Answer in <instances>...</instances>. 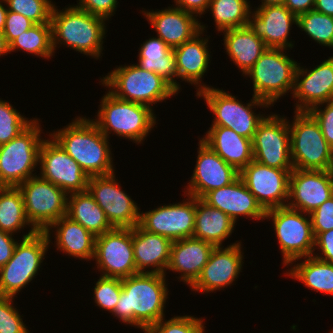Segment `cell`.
<instances>
[{"mask_svg":"<svg viewBox=\"0 0 333 333\" xmlns=\"http://www.w3.org/2000/svg\"><path fill=\"white\" fill-rule=\"evenodd\" d=\"M287 206L266 211L265 219H273L274 230L283 256V264L312 256L315 237L310 215Z\"/></svg>","mask_w":333,"mask_h":333,"instance_id":"obj_11","label":"cell"},{"mask_svg":"<svg viewBox=\"0 0 333 333\" xmlns=\"http://www.w3.org/2000/svg\"><path fill=\"white\" fill-rule=\"evenodd\" d=\"M67 217L79 223L94 236H99L113 229L103 209L87 191L72 193L67 196Z\"/></svg>","mask_w":333,"mask_h":333,"instance_id":"obj_34","label":"cell"},{"mask_svg":"<svg viewBox=\"0 0 333 333\" xmlns=\"http://www.w3.org/2000/svg\"><path fill=\"white\" fill-rule=\"evenodd\" d=\"M201 140L239 172L253 161L252 140L226 127H211Z\"/></svg>","mask_w":333,"mask_h":333,"instance_id":"obj_29","label":"cell"},{"mask_svg":"<svg viewBox=\"0 0 333 333\" xmlns=\"http://www.w3.org/2000/svg\"><path fill=\"white\" fill-rule=\"evenodd\" d=\"M286 274L301 281L309 289L333 296V264L305 257L304 261L291 267Z\"/></svg>","mask_w":333,"mask_h":333,"instance_id":"obj_35","label":"cell"},{"mask_svg":"<svg viewBox=\"0 0 333 333\" xmlns=\"http://www.w3.org/2000/svg\"><path fill=\"white\" fill-rule=\"evenodd\" d=\"M171 246L170 239L150 233L139 224L133 227V249L137 272L165 275L170 261ZM150 267L153 269H146Z\"/></svg>","mask_w":333,"mask_h":333,"instance_id":"obj_27","label":"cell"},{"mask_svg":"<svg viewBox=\"0 0 333 333\" xmlns=\"http://www.w3.org/2000/svg\"><path fill=\"white\" fill-rule=\"evenodd\" d=\"M262 5L260 6H267V5H284L285 0H261Z\"/></svg>","mask_w":333,"mask_h":333,"instance_id":"obj_56","label":"cell"},{"mask_svg":"<svg viewBox=\"0 0 333 333\" xmlns=\"http://www.w3.org/2000/svg\"><path fill=\"white\" fill-rule=\"evenodd\" d=\"M12 235L0 230V268L13 256L18 241H15Z\"/></svg>","mask_w":333,"mask_h":333,"instance_id":"obj_50","label":"cell"},{"mask_svg":"<svg viewBox=\"0 0 333 333\" xmlns=\"http://www.w3.org/2000/svg\"><path fill=\"white\" fill-rule=\"evenodd\" d=\"M326 104L323 110L320 105H316L308 112L318 122L325 140L333 149V100L326 102Z\"/></svg>","mask_w":333,"mask_h":333,"instance_id":"obj_46","label":"cell"},{"mask_svg":"<svg viewBox=\"0 0 333 333\" xmlns=\"http://www.w3.org/2000/svg\"><path fill=\"white\" fill-rule=\"evenodd\" d=\"M34 119L24 118L10 103L0 99V145L17 137Z\"/></svg>","mask_w":333,"mask_h":333,"instance_id":"obj_40","label":"cell"},{"mask_svg":"<svg viewBox=\"0 0 333 333\" xmlns=\"http://www.w3.org/2000/svg\"><path fill=\"white\" fill-rule=\"evenodd\" d=\"M239 173L200 139L195 169L185 194L202 199L208 192L231 184Z\"/></svg>","mask_w":333,"mask_h":333,"instance_id":"obj_20","label":"cell"},{"mask_svg":"<svg viewBox=\"0 0 333 333\" xmlns=\"http://www.w3.org/2000/svg\"><path fill=\"white\" fill-rule=\"evenodd\" d=\"M78 8L105 20L114 15L117 8V0H79Z\"/></svg>","mask_w":333,"mask_h":333,"instance_id":"obj_48","label":"cell"},{"mask_svg":"<svg viewBox=\"0 0 333 333\" xmlns=\"http://www.w3.org/2000/svg\"><path fill=\"white\" fill-rule=\"evenodd\" d=\"M315 0H285L284 5L296 16L314 10Z\"/></svg>","mask_w":333,"mask_h":333,"instance_id":"obj_52","label":"cell"},{"mask_svg":"<svg viewBox=\"0 0 333 333\" xmlns=\"http://www.w3.org/2000/svg\"><path fill=\"white\" fill-rule=\"evenodd\" d=\"M9 52V44L6 41L5 36L3 33L0 32V56L8 54Z\"/></svg>","mask_w":333,"mask_h":333,"instance_id":"obj_55","label":"cell"},{"mask_svg":"<svg viewBox=\"0 0 333 333\" xmlns=\"http://www.w3.org/2000/svg\"><path fill=\"white\" fill-rule=\"evenodd\" d=\"M90 176L114 173L108 138L93 120L77 117L50 135Z\"/></svg>","mask_w":333,"mask_h":333,"instance_id":"obj_2","label":"cell"},{"mask_svg":"<svg viewBox=\"0 0 333 333\" xmlns=\"http://www.w3.org/2000/svg\"><path fill=\"white\" fill-rule=\"evenodd\" d=\"M241 248V242L230 244L224 249L222 246L214 247L200 276L190 286L191 289L208 293L231 285L242 269L244 257Z\"/></svg>","mask_w":333,"mask_h":333,"instance_id":"obj_21","label":"cell"},{"mask_svg":"<svg viewBox=\"0 0 333 333\" xmlns=\"http://www.w3.org/2000/svg\"><path fill=\"white\" fill-rule=\"evenodd\" d=\"M105 21L77 6L58 11L54 5L51 14L53 51L56 44L61 43L87 56L99 58L104 49Z\"/></svg>","mask_w":333,"mask_h":333,"instance_id":"obj_3","label":"cell"},{"mask_svg":"<svg viewBox=\"0 0 333 333\" xmlns=\"http://www.w3.org/2000/svg\"><path fill=\"white\" fill-rule=\"evenodd\" d=\"M316 249H320L322 253L320 255L313 254L312 256L316 257L317 259L333 264V229L319 233L315 237V246ZM323 256H322V255Z\"/></svg>","mask_w":333,"mask_h":333,"instance_id":"obj_49","label":"cell"},{"mask_svg":"<svg viewBox=\"0 0 333 333\" xmlns=\"http://www.w3.org/2000/svg\"><path fill=\"white\" fill-rule=\"evenodd\" d=\"M188 197L183 203L163 205L140 213L139 225L146 231L173 241L193 237L196 215V197Z\"/></svg>","mask_w":333,"mask_h":333,"instance_id":"obj_17","label":"cell"},{"mask_svg":"<svg viewBox=\"0 0 333 333\" xmlns=\"http://www.w3.org/2000/svg\"><path fill=\"white\" fill-rule=\"evenodd\" d=\"M122 279L100 276L94 287V300L97 306L113 313L120 298Z\"/></svg>","mask_w":333,"mask_h":333,"instance_id":"obj_43","label":"cell"},{"mask_svg":"<svg viewBox=\"0 0 333 333\" xmlns=\"http://www.w3.org/2000/svg\"><path fill=\"white\" fill-rule=\"evenodd\" d=\"M27 219L37 231H46L56 220L67 215L68 194L50 181L34 176L17 186Z\"/></svg>","mask_w":333,"mask_h":333,"instance_id":"obj_12","label":"cell"},{"mask_svg":"<svg viewBox=\"0 0 333 333\" xmlns=\"http://www.w3.org/2000/svg\"><path fill=\"white\" fill-rule=\"evenodd\" d=\"M9 11L24 15L35 24L51 23L55 4L51 0H5Z\"/></svg>","mask_w":333,"mask_h":333,"instance_id":"obj_41","label":"cell"},{"mask_svg":"<svg viewBox=\"0 0 333 333\" xmlns=\"http://www.w3.org/2000/svg\"><path fill=\"white\" fill-rule=\"evenodd\" d=\"M214 247L194 237L173 241L167 270L181 273L178 279L191 286L200 276Z\"/></svg>","mask_w":333,"mask_h":333,"instance_id":"obj_26","label":"cell"},{"mask_svg":"<svg viewBox=\"0 0 333 333\" xmlns=\"http://www.w3.org/2000/svg\"><path fill=\"white\" fill-rule=\"evenodd\" d=\"M200 30L192 39L173 49L178 78L196 86L200 84L197 92L207 87L201 84V79L208 70L210 60L208 38L200 36L205 30V25H200Z\"/></svg>","mask_w":333,"mask_h":333,"instance_id":"obj_28","label":"cell"},{"mask_svg":"<svg viewBox=\"0 0 333 333\" xmlns=\"http://www.w3.org/2000/svg\"><path fill=\"white\" fill-rule=\"evenodd\" d=\"M94 259L101 276L124 279L137 274L133 228H113L97 236Z\"/></svg>","mask_w":333,"mask_h":333,"instance_id":"obj_13","label":"cell"},{"mask_svg":"<svg viewBox=\"0 0 333 333\" xmlns=\"http://www.w3.org/2000/svg\"><path fill=\"white\" fill-rule=\"evenodd\" d=\"M314 10L333 17V0H315Z\"/></svg>","mask_w":333,"mask_h":333,"instance_id":"obj_53","label":"cell"},{"mask_svg":"<svg viewBox=\"0 0 333 333\" xmlns=\"http://www.w3.org/2000/svg\"><path fill=\"white\" fill-rule=\"evenodd\" d=\"M2 3H5V0L0 1V32L1 33H3V31H4V25H5L6 16L8 13V9Z\"/></svg>","mask_w":333,"mask_h":333,"instance_id":"obj_54","label":"cell"},{"mask_svg":"<svg viewBox=\"0 0 333 333\" xmlns=\"http://www.w3.org/2000/svg\"><path fill=\"white\" fill-rule=\"evenodd\" d=\"M52 228H57L55 242L58 250L81 260L94 259L96 236L82 225L64 216L56 220L45 232L49 233Z\"/></svg>","mask_w":333,"mask_h":333,"instance_id":"obj_30","label":"cell"},{"mask_svg":"<svg viewBox=\"0 0 333 333\" xmlns=\"http://www.w3.org/2000/svg\"><path fill=\"white\" fill-rule=\"evenodd\" d=\"M333 196L331 170L293 169L290 174L287 207L311 214ZM292 199V200H291Z\"/></svg>","mask_w":333,"mask_h":333,"instance_id":"obj_19","label":"cell"},{"mask_svg":"<svg viewBox=\"0 0 333 333\" xmlns=\"http://www.w3.org/2000/svg\"><path fill=\"white\" fill-rule=\"evenodd\" d=\"M285 49L267 48L245 74L253 82V96L273 106L277 100L293 93L298 63L284 53Z\"/></svg>","mask_w":333,"mask_h":333,"instance_id":"obj_9","label":"cell"},{"mask_svg":"<svg viewBox=\"0 0 333 333\" xmlns=\"http://www.w3.org/2000/svg\"><path fill=\"white\" fill-rule=\"evenodd\" d=\"M114 174L90 176L87 190L113 228H133L140 222V208L122 191Z\"/></svg>","mask_w":333,"mask_h":333,"instance_id":"obj_15","label":"cell"},{"mask_svg":"<svg viewBox=\"0 0 333 333\" xmlns=\"http://www.w3.org/2000/svg\"><path fill=\"white\" fill-rule=\"evenodd\" d=\"M147 20L171 49L192 39L200 30L197 17L177 7L159 11H143Z\"/></svg>","mask_w":333,"mask_h":333,"instance_id":"obj_25","label":"cell"},{"mask_svg":"<svg viewBox=\"0 0 333 333\" xmlns=\"http://www.w3.org/2000/svg\"><path fill=\"white\" fill-rule=\"evenodd\" d=\"M289 123L290 155L294 169L331 170L333 149L325 140L320 126L308 111H294Z\"/></svg>","mask_w":333,"mask_h":333,"instance_id":"obj_7","label":"cell"},{"mask_svg":"<svg viewBox=\"0 0 333 333\" xmlns=\"http://www.w3.org/2000/svg\"><path fill=\"white\" fill-rule=\"evenodd\" d=\"M208 8L220 32L248 25L251 7L247 0H210Z\"/></svg>","mask_w":333,"mask_h":333,"instance_id":"obj_37","label":"cell"},{"mask_svg":"<svg viewBox=\"0 0 333 333\" xmlns=\"http://www.w3.org/2000/svg\"><path fill=\"white\" fill-rule=\"evenodd\" d=\"M292 170L271 168L253 160L240 171L239 176L267 211L287 205Z\"/></svg>","mask_w":333,"mask_h":333,"instance_id":"obj_18","label":"cell"},{"mask_svg":"<svg viewBox=\"0 0 333 333\" xmlns=\"http://www.w3.org/2000/svg\"><path fill=\"white\" fill-rule=\"evenodd\" d=\"M253 160L277 169H294L290 155L289 121L270 114L258 124L252 139Z\"/></svg>","mask_w":333,"mask_h":333,"instance_id":"obj_14","label":"cell"},{"mask_svg":"<svg viewBox=\"0 0 333 333\" xmlns=\"http://www.w3.org/2000/svg\"><path fill=\"white\" fill-rule=\"evenodd\" d=\"M44 139L39 151L40 177L68 195L88 189L89 176L53 139Z\"/></svg>","mask_w":333,"mask_h":333,"instance_id":"obj_16","label":"cell"},{"mask_svg":"<svg viewBox=\"0 0 333 333\" xmlns=\"http://www.w3.org/2000/svg\"><path fill=\"white\" fill-rule=\"evenodd\" d=\"M196 93L198 98L204 97L208 108L215 115L211 127H226L251 140L258 124L265 118L261 114L256 115L252 110L253 106H270L268 102L255 96L245 106L230 93L210 86Z\"/></svg>","mask_w":333,"mask_h":333,"instance_id":"obj_10","label":"cell"},{"mask_svg":"<svg viewBox=\"0 0 333 333\" xmlns=\"http://www.w3.org/2000/svg\"><path fill=\"white\" fill-rule=\"evenodd\" d=\"M30 225L25 213L23 197L18 187H0V230L11 233Z\"/></svg>","mask_w":333,"mask_h":333,"instance_id":"obj_36","label":"cell"},{"mask_svg":"<svg viewBox=\"0 0 333 333\" xmlns=\"http://www.w3.org/2000/svg\"><path fill=\"white\" fill-rule=\"evenodd\" d=\"M166 275L137 273L122 279L120 298L113 315L123 323L143 330L159 322L168 298Z\"/></svg>","mask_w":333,"mask_h":333,"instance_id":"obj_1","label":"cell"},{"mask_svg":"<svg viewBox=\"0 0 333 333\" xmlns=\"http://www.w3.org/2000/svg\"><path fill=\"white\" fill-rule=\"evenodd\" d=\"M235 222L224 212L209 206L202 199L196 198V215L193 237L222 246L223 241L229 237Z\"/></svg>","mask_w":333,"mask_h":333,"instance_id":"obj_32","label":"cell"},{"mask_svg":"<svg viewBox=\"0 0 333 333\" xmlns=\"http://www.w3.org/2000/svg\"><path fill=\"white\" fill-rule=\"evenodd\" d=\"M139 66L147 71H152L166 80L177 92L180 84L174 79L178 73L176 70L175 57L171 49L161 38L153 37L139 49Z\"/></svg>","mask_w":333,"mask_h":333,"instance_id":"obj_33","label":"cell"},{"mask_svg":"<svg viewBox=\"0 0 333 333\" xmlns=\"http://www.w3.org/2000/svg\"><path fill=\"white\" fill-rule=\"evenodd\" d=\"M202 200L209 206L224 212L235 223L242 215L247 218L252 217V220L265 219L266 211L240 176L231 184L208 192Z\"/></svg>","mask_w":333,"mask_h":333,"instance_id":"obj_24","label":"cell"},{"mask_svg":"<svg viewBox=\"0 0 333 333\" xmlns=\"http://www.w3.org/2000/svg\"><path fill=\"white\" fill-rule=\"evenodd\" d=\"M174 2L177 5L175 7L197 17V14L201 16L208 9L210 0H174Z\"/></svg>","mask_w":333,"mask_h":333,"instance_id":"obj_51","label":"cell"},{"mask_svg":"<svg viewBox=\"0 0 333 333\" xmlns=\"http://www.w3.org/2000/svg\"><path fill=\"white\" fill-rule=\"evenodd\" d=\"M39 121H34L17 137L0 145V186L17 187L34 177L39 163L41 139Z\"/></svg>","mask_w":333,"mask_h":333,"instance_id":"obj_8","label":"cell"},{"mask_svg":"<svg viewBox=\"0 0 333 333\" xmlns=\"http://www.w3.org/2000/svg\"><path fill=\"white\" fill-rule=\"evenodd\" d=\"M296 25L320 45L333 48V17L311 10L298 15Z\"/></svg>","mask_w":333,"mask_h":333,"instance_id":"obj_39","label":"cell"},{"mask_svg":"<svg viewBox=\"0 0 333 333\" xmlns=\"http://www.w3.org/2000/svg\"><path fill=\"white\" fill-rule=\"evenodd\" d=\"M253 12L249 15L248 26L264 41L267 48H293L292 42L288 41V35L290 27L297 24L295 14L285 5L260 6Z\"/></svg>","mask_w":333,"mask_h":333,"instance_id":"obj_23","label":"cell"},{"mask_svg":"<svg viewBox=\"0 0 333 333\" xmlns=\"http://www.w3.org/2000/svg\"><path fill=\"white\" fill-rule=\"evenodd\" d=\"M33 25L35 23L24 15L8 10L3 35L7 43L10 44L16 37L22 35L24 31H27Z\"/></svg>","mask_w":333,"mask_h":333,"instance_id":"obj_47","label":"cell"},{"mask_svg":"<svg viewBox=\"0 0 333 333\" xmlns=\"http://www.w3.org/2000/svg\"><path fill=\"white\" fill-rule=\"evenodd\" d=\"M202 318L194 316H174L164 322L162 318L159 322L149 326L145 333H204Z\"/></svg>","mask_w":333,"mask_h":333,"instance_id":"obj_42","label":"cell"},{"mask_svg":"<svg viewBox=\"0 0 333 333\" xmlns=\"http://www.w3.org/2000/svg\"><path fill=\"white\" fill-rule=\"evenodd\" d=\"M20 49L37 57L49 59L55 53L52 48L51 23L35 24L9 44V52Z\"/></svg>","mask_w":333,"mask_h":333,"instance_id":"obj_38","label":"cell"},{"mask_svg":"<svg viewBox=\"0 0 333 333\" xmlns=\"http://www.w3.org/2000/svg\"><path fill=\"white\" fill-rule=\"evenodd\" d=\"M292 94L293 98L298 99L295 111H309L316 105L332 101L333 56L311 71L298 64Z\"/></svg>","mask_w":333,"mask_h":333,"instance_id":"obj_22","label":"cell"},{"mask_svg":"<svg viewBox=\"0 0 333 333\" xmlns=\"http://www.w3.org/2000/svg\"><path fill=\"white\" fill-rule=\"evenodd\" d=\"M50 233L30 229L17 244L13 256L0 268V296L15 297L33 280L50 244Z\"/></svg>","mask_w":333,"mask_h":333,"instance_id":"obj_6","label":"cell"},{"mask_svg":"<svg viewBox=\"0 0 333 333\" xmlns=\"http://www.w3.org/2000/svg\"><path fill=\"white\" fill-rule=\"evenodd\" d=\"M100 82L110 88L108 92L114 97L148 107L178 94L161 76L142 69L138 64L123 67L121 65Z\"/></svg>","mask_w":333,"mask_h":333,"instance_id":"obj_5","label":"cell"},{"mask_svg":"<svg viewBox=\"0 0 333 333\" xmlns=\"http://www.w3.org/2000/svg\"><path fill=\"white\" fill-rule=\"evenodd\" d=\"M310 215L314 237L333 229V196L316 208Z\"/></svg>","mask_w":333,"mask_h":333,"instance_id":"obj_45","label":"cell"},{"mask_svg":"<svg viewBox=\"0 0 333 333\" xmlns=\"http://www.w3.org/2000/svg\"><path fill=\"white\" fill-rule=\"evenodd\" d=\"M100 107L97 119L92 120L107 138L113 131L139 144L156 124L152 107L118 99L109 92L102 97Z\"/></svg>","mask_w":333,"mask_h":333,"instance_id":"obj_4","label":"cell"},{"mask_svg":"<svg viewBox=\"0 0 333 333\" xmlns=\"http://www.w3.org/2000/svg\"><path fill=\"white\" fill-rule=\"evenodd\" d=\"M13 300L14 297L0 296V333H29Z\"/></svg>","mask_w":333,"mask_h":333,"instance_id":"obj_44","label":"cell"},{"mask_svg":"<svg viewBox=\"0 0 333 333\" xmlns=\"http://www.w3.org/2000/svg\"><path fill=\"white\" fill-rule=\"evenodd\" d=\"M223 33L226 53L245 76L267 49L264 41L248 25L227 29Z\"/></svg>","mask_w":333,"mask_h":333,"instance_id":"obj_31","label":"cell"}]
</instances>
